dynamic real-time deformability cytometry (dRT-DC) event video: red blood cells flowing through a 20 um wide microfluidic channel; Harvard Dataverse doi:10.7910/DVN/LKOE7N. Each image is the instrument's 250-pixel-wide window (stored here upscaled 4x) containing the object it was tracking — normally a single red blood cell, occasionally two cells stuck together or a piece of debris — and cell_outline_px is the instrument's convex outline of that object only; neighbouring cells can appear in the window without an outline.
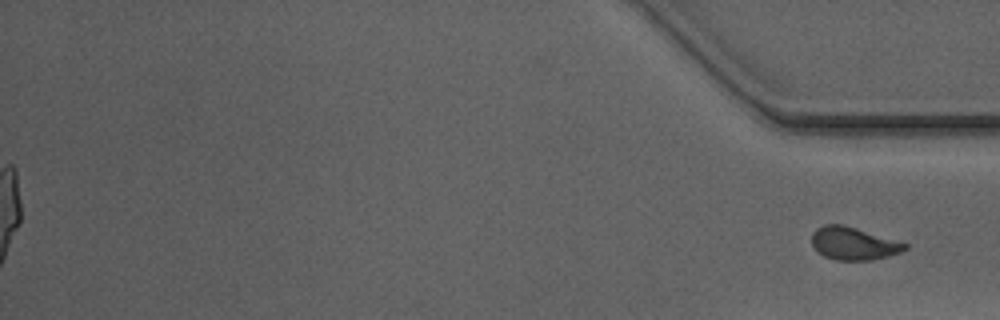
{"species": "Egyptian fruit bat (a non-hibernating species)", "species_latin": "Rousettus aegyptiacus", "temperature_condition": "warm", "stored_images_in_passage": 37, "segment_of_instrument_passage": [2, 2], "camera_frame_rate_fps": 3000, "um_per_image_px": 0.085, "animal": {"sex": "male"}, "frame": {"image": 1, "passage_image": 37, "time_ms": 12.0, "image_size_px": [1000, 320], "cell_outline_px": [[908, 248], [900, 252], [888, 256], [868, 260], [836, 260], [824, 256], [816, 252], [812, 244], [812, 232], [816, 228], [824, 224], [844, 224], [908, 244]], "centroid_in_image_um": [72.5, 20.69], "position_along_channel_um": 362.7, "area_um2": 17.8}}